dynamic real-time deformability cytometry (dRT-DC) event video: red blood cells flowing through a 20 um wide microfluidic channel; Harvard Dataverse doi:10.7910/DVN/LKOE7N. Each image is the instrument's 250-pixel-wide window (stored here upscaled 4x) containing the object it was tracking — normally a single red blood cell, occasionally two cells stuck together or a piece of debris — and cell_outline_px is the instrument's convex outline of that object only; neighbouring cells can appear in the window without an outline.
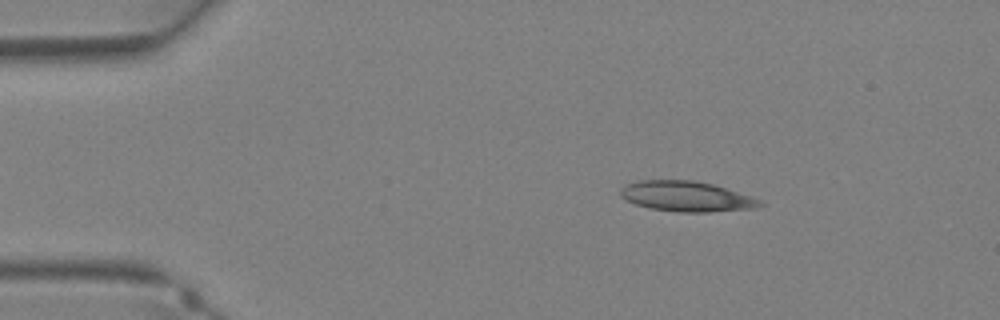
{"species": "Egyptian fruit bat (a non-hibernating species)", "species_latin": "Rousettus aegyptiacus", "temperature_condition": "warm", "stored_images_in_passage": 33, "camera_frame_rate_fps": 3000, "um_per_image_px": 0.085, "animal": {"sex": "female"}, "frame": {"image": 1, "passage_image": 3, "time_ms": 0.667, "image_size_px": [1000, 320], "cell_outline_px": [[764, 204], [756, 208], [708, 212], [680, 212], [652, 208], [636, 204], [620, 196], [620, 188], [624, 184], [640, 180], [692, 180], [712, 184], [752, 196], [760, 200]], "centroid_in_image_um": [58.35, 16.69], "position_along_channel_um": 26.7, "area_um2": 24.51}}
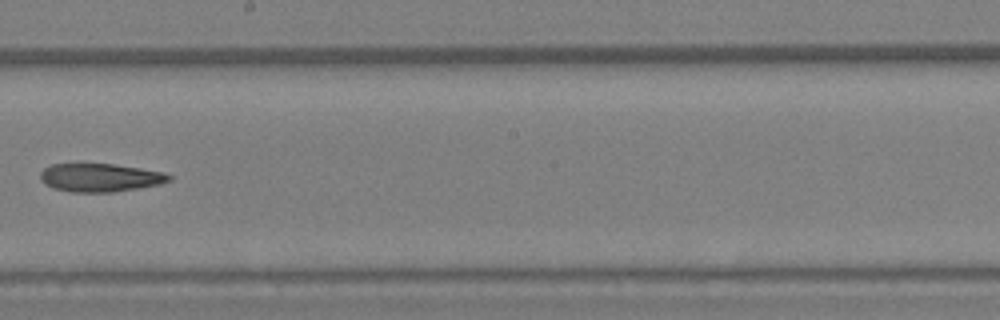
{"frame": {"image": 2, "passage_image": 18, "time_ms": 5.667, "image_size_px": [1000, 320], "cell_outline_px": [[172, 180], [160, 184], [112, 192], [72, 192], [52, 188], [44, 184], [40, 180], [40, 172], [44, 168], [52, 164], [116, 164], [164, 172], [172, 176]], "centroid_in_image_um": [8.5, 15.09], "position_along_channel_um": 239.7, "area_um2": 21.27}}
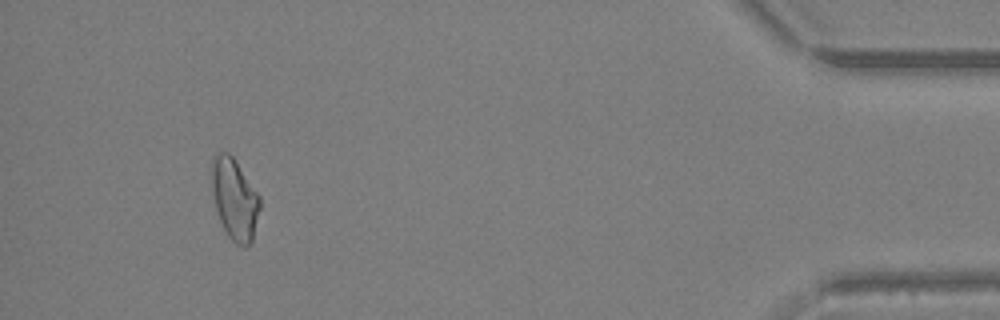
{"frame": {"image": 3, "passage_image": 31, "time_ms": 10.0, "image_size_px": [1000, 320], "cell_outline_px": [[260, 208], [252, 240], [248, 248], [244, 248], [236, 244], [228, 236], [220, 220], [216, 208], [212, 188], [212, 156], [216, 152], [228, 152], [232, 156], [260, 196]], "centroid_in_image_um": [19.95, 16.93], "position_along_channel_um": 415.3, "area_um2": 22.66}}